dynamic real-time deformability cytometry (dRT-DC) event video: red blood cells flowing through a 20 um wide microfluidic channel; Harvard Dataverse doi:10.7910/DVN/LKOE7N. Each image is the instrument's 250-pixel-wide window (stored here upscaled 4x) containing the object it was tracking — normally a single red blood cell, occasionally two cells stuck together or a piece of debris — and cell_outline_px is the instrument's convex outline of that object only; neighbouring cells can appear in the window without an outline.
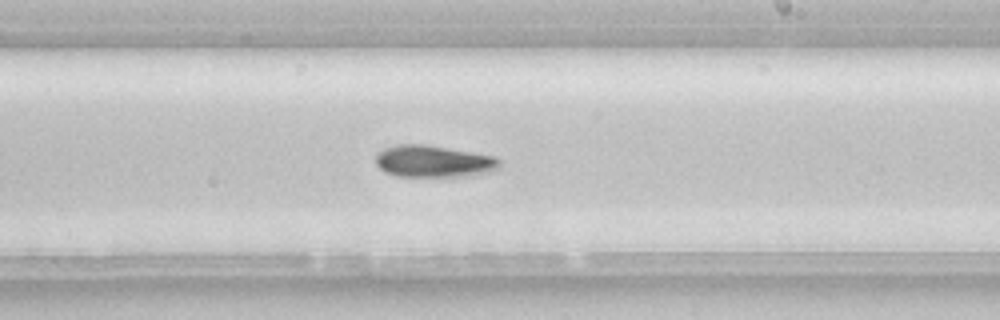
{"species": "common noctule bat (a hibernating species)", "species_latin": "Nyctalus noctula", "temperature_condition": "room temperature", "stored_images_in_passage": 51, "camera_frame_rate_fps": 3000, "um_per_image_px": 0.085, "animal": {"sex": "female", "body_mass_g": 22.7, "forearm_length_mm": 54.2}, "frame": {"image": 1, "passage_image": 30, "time_ms": 9.667, "image_size_px": [1000, 320], "cell_outline_px": [[500, 168], [492, 172], [468, 176], [396, 176], [384, 172], [376, 164], [376, 152], [384, 148], [396, 144], [424, 144], [496, 156], [500, 160]], "centroid_in_image_um": [36.86, 13.71], "position_along_channel_um": 252.1, "area_um2": 23.29}, "authors_computed_cell_mechanics": {"area_um2": 22.7154, "velocity_mm_per_s": 3.941, "shape_relaxation_time_tau1_ms": 4.9387, "shape_relaxation_time_tau2_ms": null, "deformation_change_tau1": 0.1183, "deformation_change_tau2": null}}